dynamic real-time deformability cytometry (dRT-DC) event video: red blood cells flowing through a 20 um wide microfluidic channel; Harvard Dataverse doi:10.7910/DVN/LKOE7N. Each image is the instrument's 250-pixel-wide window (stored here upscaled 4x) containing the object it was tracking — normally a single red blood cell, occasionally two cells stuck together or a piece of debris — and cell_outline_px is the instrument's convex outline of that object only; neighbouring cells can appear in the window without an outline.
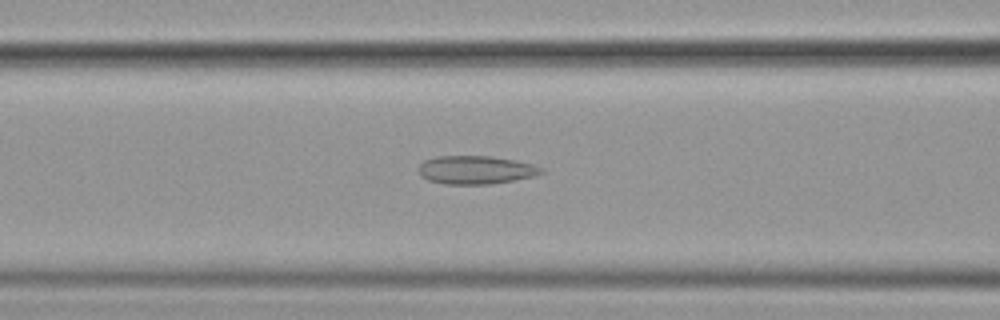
{"species": "common noctule bat (a hibernating species)", "species_latin": "Nyctalus noctula", "temperature_condition": "cold", "stored_images_in_passage": 55, "camera_frame_rate_fps": 3000, "um_per_image_px": 0.085, "animal": {"sex": "female", "body_mass_g": 19.9}, "frame": {"image": 1, "passage_image": 24, "time_ms": 7.667, "image_size_px": [1000, 320], "cell_outline_px": [[544, 172], [532, 176], [492, 184], [444, 184], [428, 180], [420, 176], [416, 168], [424, 160], [436, 156], [492, 156], [532, 164], [544, 168]], "centroid_in_image_um": [40.37, 14.44], "position_along_channel_um": 126.2, "area_um2": 20.29}}
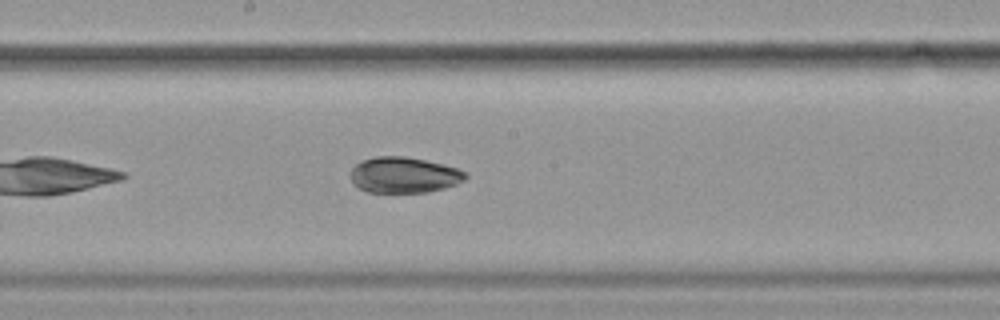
{"frame": {"image": 2, "passage_image": 30, "time_ms": 9.667, "image_size_px": [1000, 320], "cell_outline_px": [[468, 176], [464, 180], [456, 184], [444, 188], [428, 192], [368, 192], [352, 184], [352, 168], [360, 160], [376, 156], [404, 156], [424, 160], [456, 168], [468, 172]], "centroid_in_image_um": [34.33, 14.87], "position_along_channel_um": 213.9, "area_um2": 23.93}}
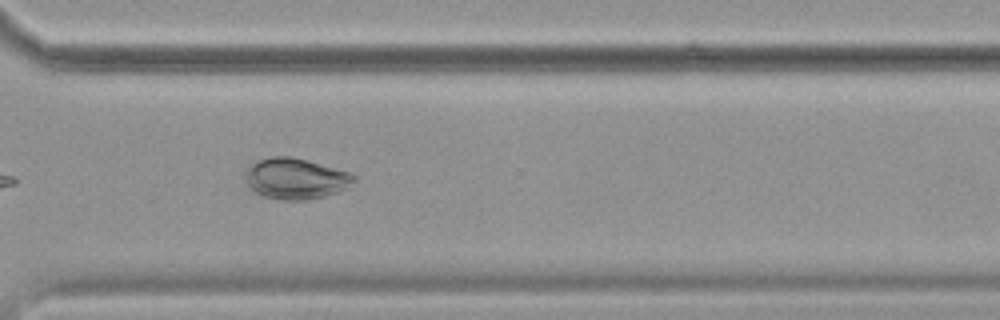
{"frame": {"image": 3, "passage_image": 41, "time_ms": 13.333, "image_size_px": [1000, 320], "cell_outline_px": [[356, 180], [348, 188], [324, 196], [304, 200], [280, 200], [264, 196], [256, 192], [244, 180], [244, 168], [260, 160], [272, 156], [292, 156], [308, 160], [348, 172], [356, 176]], "centroid_in_image_um": [25.11, 15.17], "position_along_channel_um": 345.5, "area_um2": 25.95}, "authors_computed_cell_mechanics": {"area_um2": 25.9522, "velocity_mm_per_s": 3.6132, "shape_relaxation_time_tau1_ms": 6.562, "shape_relaxation_time_tau2_ms": null, "deformation_change_tau1": 0.2277, "deformation_change_tau2": null}}